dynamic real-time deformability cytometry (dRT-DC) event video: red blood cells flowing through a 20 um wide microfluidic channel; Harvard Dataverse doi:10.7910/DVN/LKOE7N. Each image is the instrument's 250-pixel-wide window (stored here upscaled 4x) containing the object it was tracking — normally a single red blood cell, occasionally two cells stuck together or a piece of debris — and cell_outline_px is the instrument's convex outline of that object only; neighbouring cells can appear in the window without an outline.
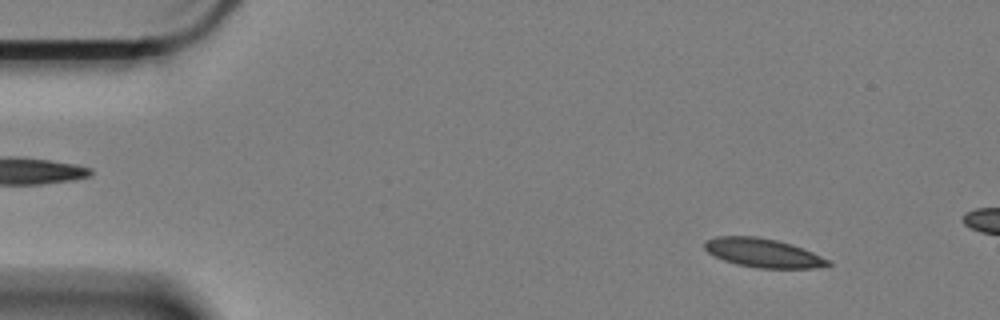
{"species": "Egyptian fruit bat (a non-hibernating species)", "species_latin": "Rousettus aegyptiacus", "temperature_condition": "cold", "stored_images_in_passage": 15, "camera_frame_rate_fps": 3000, "um_per_image_px": 0.085, "animal": {"sex": "female"}, "frame": {"image": 1, "passage_image": 6, "time_ms": 1.667, "image_size_px": [1000, 320], "cell_outline_px": [[832, 264], [816, 268], [760, 268], [736, 264], [724, 260], [708, 252], [704, 248], [704, 240], [716, 236], [756, 236], [776, 240], [792, 244], [832, 260]], "centroid_in_image_um": [64.87, 21.49], "position_along_channel_um": 20.1, "area_um2": 20.81}}